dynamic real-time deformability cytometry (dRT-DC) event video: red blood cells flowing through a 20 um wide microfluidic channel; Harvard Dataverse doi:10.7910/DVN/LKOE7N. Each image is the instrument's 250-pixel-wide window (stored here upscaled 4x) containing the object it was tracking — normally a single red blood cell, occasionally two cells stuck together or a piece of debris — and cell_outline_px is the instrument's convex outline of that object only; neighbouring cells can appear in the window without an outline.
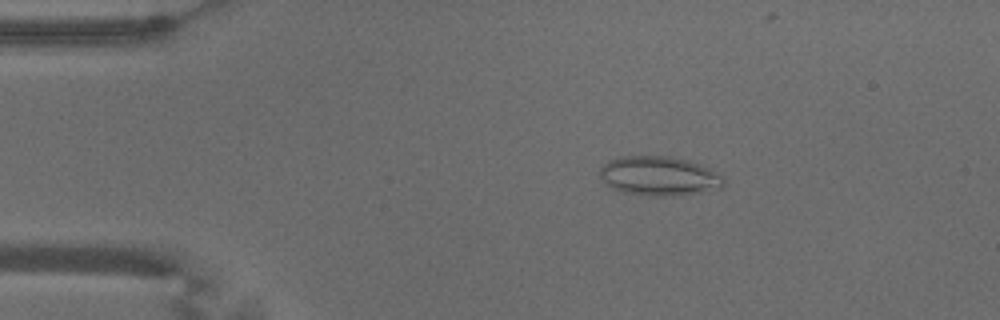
{"species": "common noctule bat (a hibernating species)", "species_latin": "Nyctalus noctula", "temperature_condition": "warm", "stored_images_in_passage": 54, "camera_frame_rate_fps": 3000, "um_per_image_px": 0.085, "animal": {"sex": "male", "body_mass_g": 18.8}, "frame": {"image": 1, "passage_image": 10, "time_ms": 3.0, "image_size_px": [1000, 320], "cell_outline_px": [[724, 188], [700, 192], [672, 196], [652, 196], [620, 192], [612, 188], [600, 176], [600, 168], [608, 160], [620, 156], [672, 156], [700, 164], [712, 168], [724, 176]], "centroid_in_image_um": [56.06, 14.96], "position_along_channel_um": 28.9, "area_um2": 28.67}}
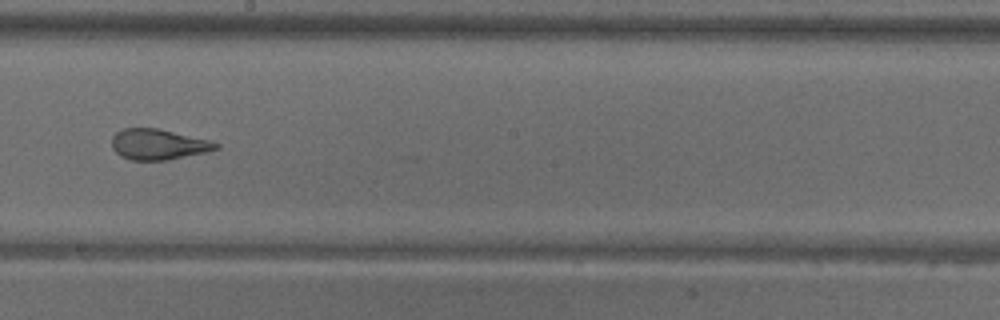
{"frame": {"image": 2, "passage_image": 31, "time_ms": 10.0, "image_size_px": [1000, 320], "cell_outline_px": [[220, 148], [204, 152], [168, 160], [132, 160], [120, 156], [112, 148], [112, 136], [116, 132], [124, 128], [156, 128], [208, 140], [220, 144]], "centroid_in_image_um": [13.42, 12.27], "position_along_channel_um": 234.8, "area_um2": 18.38}}
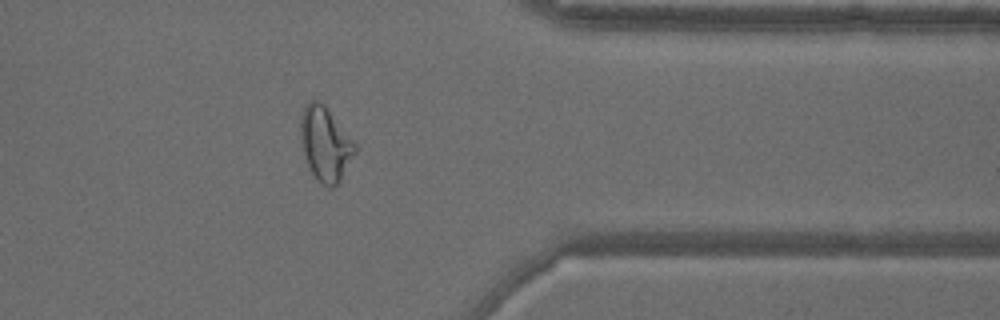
{"frame": {"image": 3, "passage_image": 44, "time_ms": 14.333, "image_size_px": [1000, 320], "cell_outline_px": [[356, 152], [340, 180], [332, 188], [328, 188], [320, 184], [316, 180], [308, 164], [304, 152], [300, 136], [300, 116], [308, 100], [320, 100], [324, 104], [356, 144]], "centroid_in_image_um": [27.64, 12.22], "position_along_channel_um": 383.8, "area_um2": 23.41}}